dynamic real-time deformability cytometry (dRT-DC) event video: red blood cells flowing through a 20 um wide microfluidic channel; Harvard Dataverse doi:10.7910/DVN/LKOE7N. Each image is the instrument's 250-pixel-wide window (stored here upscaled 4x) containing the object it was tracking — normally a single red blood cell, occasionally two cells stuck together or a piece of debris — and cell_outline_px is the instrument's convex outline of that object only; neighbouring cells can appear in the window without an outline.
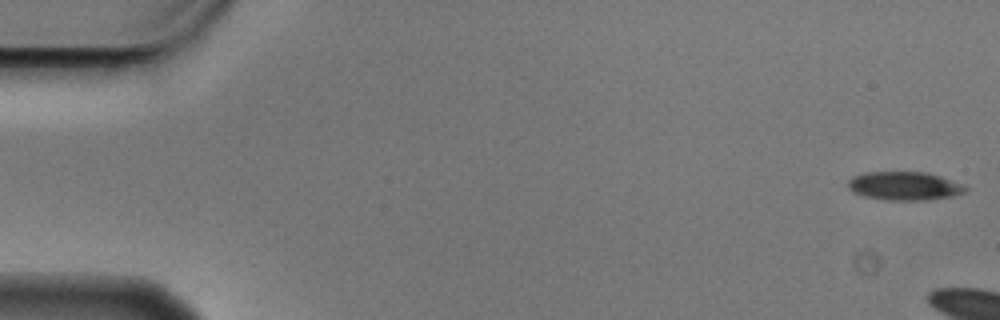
{"species": "Egyptian fruit bat (a non-hibernating species)", "species_latin": "Rousettus aegyptiacus", "temperature_condition": "cold", "stored_images_in_passage": 10, "camera_frame_rate_fps": 3000, "um_per_image_px": 0.085, "animal": {"sex": "male"}, "frame": {"image": 1, "passage_image": 1, "time_ms": 0.0, "image_size_px": [1000, 320], "cell_outline_px": [[968, 188], [964, 192], [952, 196], [928, 200], [888, 200], [864, 196], [852, 192], [848, 188], [848, 180], [852, 176], [864, 172], [928, 172], [940, 176], [960, 184]], "centroid_in_image_um": [76.82, 15.8], "position_along_channel_um": 8.2, "area_um2": 19.48}}
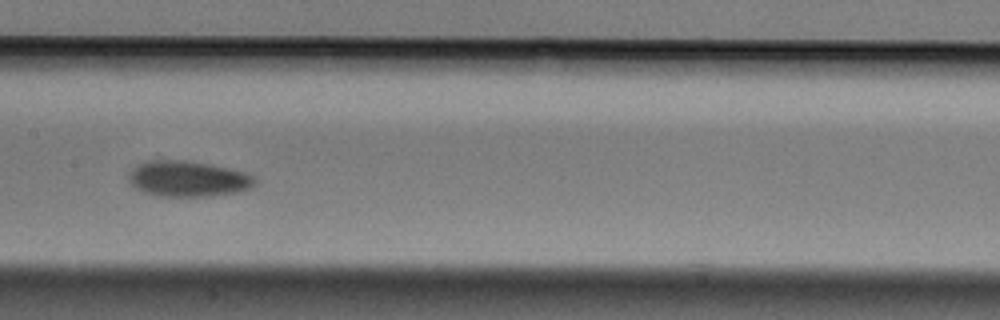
{"frame": {"image": 2, "passage_image": 9, "time_ms": 2.667, "image_size_px": [1000, 320], "cell_outline_px": [[256, 184], [252, 188], [236, 192], [208, 196], [156, 196], [144, 192], [136, 188], [128, 180], [128, 176], [132, 168], [144, 160], [184, 160], [208, 164], [248, 172], [256, 176]], "centroid_in_image_um": [15.99, 15.19], "position_along_channel_um": 191.4, "area_um2": 26.53}}
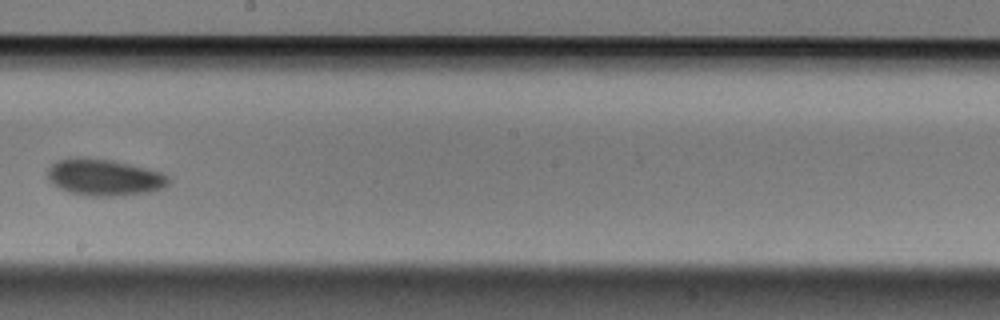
{"frame": {"image": 3, "passage_image": 10, "time_ms": 3.0, "image_size_px": [1000, 320], "cell_outline_px": [[172, 180], [164, 188], [152, 192], [116, 196], [88, 196], [72, 192], [60, 188], [52, 184], [48, 180], [48, 168], [56, 160], [72, 156], [84, 156], [112, 160], [148, 168], [160, 172], [168, 176]], "centroid_in_image_um": [8.87, 15.06], "position_along_channel_um": 239.3, "area_um2": 26.3}}